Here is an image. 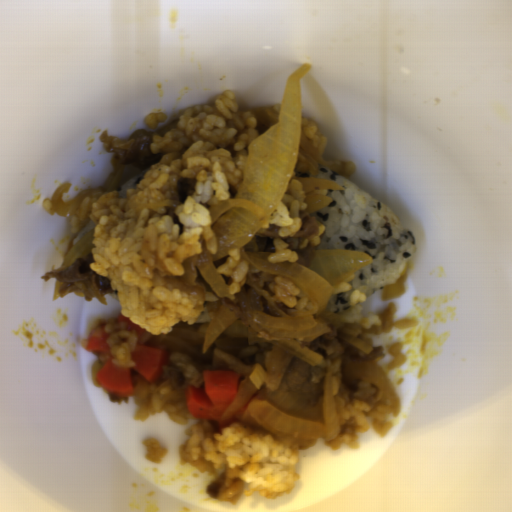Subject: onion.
I'll return each instance as SVG.
<instances>
[{
	"label": "onion",
	"mask_w": 512,
	"mask_h": 512,
	"mask_svg": "<svg viewBox=\"0 0 512 512\" xmlns=\"http://www.w3.org/2000/svg\"><path fill=\"white\" fill-rule=\"evenodd\" d=\"M180 202L181 201H177V200H159V201H154V202H148V203H144V204H139L137 207H136V211H140V210H143V209H146V208H149V207H153V206H177V205H180Z\"/></svg>",
	"instance_id": "onion-12"
},
{
	"label": "onion",
	"mask_w": 512,
	"mask_h": 512,
	"mask_svg": "<svg viewBox=\"0 0 512 512\" xmlns=\"http://www.w3.org/2000/svg\"><path fill=\"white\" fill-rule=\"evenodd\" d=\"M405 277L398 280L396 283L389 284L383 289L382 298L384 300H396L403 296L406 292Z\"/></svg>",
	"instance_id": "onion-10"
},
{
	"label": "onion",
	"mask_w": 512,
	"mask_h": 512,
	"mask_svg": "<svg viewBox=\"0 0 512 512\" xmlns=\"http://www.w3.org/2000/svg\"><path fill=\"white\" fill-rule=\"evenodd\" d=\"M344 373L347 377L370 383L386 394L393 406L394 419L398 418L400 403L397 390L385 370L375 363L358 359L345 364Z\"/></svg>",
	"instance_id": "onion-5"
},
{
	"label": "onion",
	"mask_w": 512,
	"mask_h": 512,
	"mask_svg": "<svg viewBox=\"0 0 512 512\" xmlns=\"http://www.w3.org/2000/svg\"><path fill=\"white\" fill-rule=\"evenodd\" d=\"M204 344L202 354H205L216 342L221 334L227 336L245 337L249 346L260 343L259 331L246 327L244 321L238 320V311L229 305H222L215 313L213 319L199 328Z\"/></svg>",
	"instance_id": "onion-4"
},
{
	"label": "onion",
	"mask_w": 512,
	"mask_h": 512,
	"mask_svg": "<svg viewBox=\"0 0 512 512\" xmlns=\"http://www.w3.org/2000/svg\"><path fill=\"white\" fill-rule=\"evenodd\" d=\"M241 419L300 449H307L317 439L332 441L339 436L340 428L331 372L323 380L316 404H305L288 389L280 387L252 401Z\"/></svg>",
	"instance_id": "onion-2"
},
{
	"label": "onion",
	"mask_w": 512,
	"mask_h": 512,
	"mask_svg": "<svg viewBox=\"0 0 512 512\" xmlns=\"http://www.w3.org/2000/svg\"><path fill=\"white\" fill-rule=\"evenodd\" d=\"M70 182H64L53 194L52 196V208L54 212L58 216H64L69 217L73 213L77 211V209L80 207L82 202L92 195L94 191L90 190H84L74 196L70 202H63L62 197L64 194H67L68 191L71 188Z\"/></svg>",
	"instance_id": "onion-8"
},
{
	"label": "onion",
	"mask_w": 512,
	"mask_h": 512,
	"mask_svg": "<svg viewBox=\"0 0 512 512\" xmlns=\"http://www.w3.org/2000/svg\"><path fill=\"white\" fill-rule=\"evenodd\" d=\"M297 182H299L302 186V190L304 191L305 198L303 203L306 204V211L309 213H314L317 211H321L325 207H327L331 202L332 198L328 195H315V194H307L310 190L313 189H342L340 185L336 182L329 181L323 178H313V177H294ZM343 190V189H342Z\"/></svg>",
	"instance_id": "onion-7"
},
{
	"label": "onion",
	"mask_w": 512,
	"mask_h": 512,
	"mask_svg": "<svg viewBox=\"0 0 512 512\" xmlns=\"http://www.w3.org/2000/svg\"><path fill=\"white\" fill-rule=\"evenodd\" d=\"M94 229L79 238L76 243L71 247L68 254L66 255L60 269L61 272L67 268H70L77 259L83 257L84 259L90 255L91 250L94 246Z\"/></svg>",
	"instance_id": "onion-9"
},
{
	"label": "onion",
	"mask_w": 512,
	"mask_h": 512,
	"mask_svg": "<svg viewBox=\"0 0 512 512\" xmlns=\"http://www.w3.org/2000/svg\"><path fill=\"white\" fill-rule=\"evenodd\" d=\"M311 63H302L286 84L279 122L249 144L244 178L236 195L210 205V222L217 249L201 276L216 295L230 291L215 260L239 249L244 261L291 281L321 315L328 308L337 285L372 264L368 253L355 249L318 250L308 265L286 261L270 263L269 252L247 251L245 244L270 219L283 197L301 145L302 79Z\"/></svg>",
	"instance_id": "onion-1"
},
{
	"label": "onion",
	"mask_w": 512,
	"mask_h": 512,
	"mask_svg": "<svg viewBox=\"0 0 512 512\" xmlns=\"http://www.w3.org/2000/svg\"><path fill=\"white\" fill-rule=\"evenodd\" d=\"M340 338H341V340L350 343L356 349H358L366 354H371L373 352L374 347L356 335H348L347 334V335H343Z\"/></svg>",
	"instance_id": "onion-11"
},
{
	"label": "onion",
	"mask_w": 512,
	"mask_h": 512,
	"mask_svg": "<svg viewBox=\"0 0 512 512\" xmlns=\"http://www.w3.org/2000/svg\"><path fill=\"white\" fill-rule=\"evenodd\" d=\"M268 374L258 363L251 374L239 385L236 398L220 415V420L233 417L237 411L267 382Z\"/></svg>",
	"instance_id": "onion-6"
},
{
	"label": "onion",
	"mask_w": 512,
	"mask_h": 512,
	"mask_svg": "<svg viewBox=\"0 0 512 512\" xmlns=\"http://www.w3.org/2000/svg\"><path fill=\"white\" fill-rule=\"evenodd\" d=\"M253 321L280 342L290 354L312 367L315 368L324 361L321 353L302 343L315 340L327 333V324L318 317L309 315L303 318H289L256 311L253 313Z\"/></svg>",
	"instance_id": "onion-3"
}]
</instances>
